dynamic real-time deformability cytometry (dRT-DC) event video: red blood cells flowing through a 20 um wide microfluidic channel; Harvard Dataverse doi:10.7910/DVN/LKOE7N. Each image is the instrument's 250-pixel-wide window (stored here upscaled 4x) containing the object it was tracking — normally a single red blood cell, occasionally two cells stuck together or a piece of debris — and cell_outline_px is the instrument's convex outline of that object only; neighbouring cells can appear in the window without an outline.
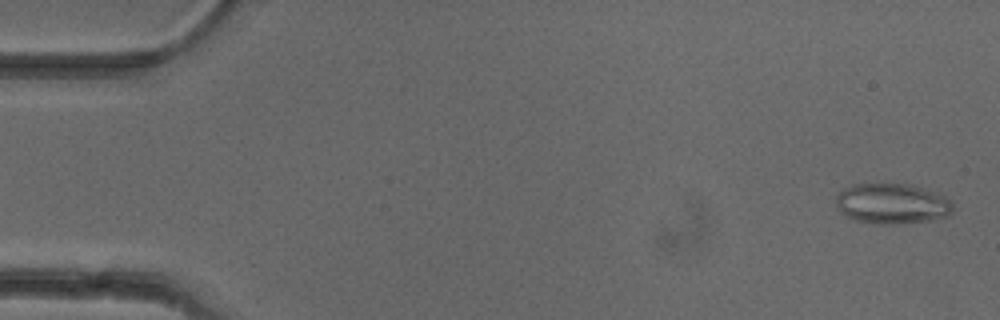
{"species": "common noctule bat (a hibernating species)", "species_latin": "Nyctalus noctula", "temperature_condition": "cold", "stored_images_in_passage": 52, "camera_frame_rate_fps": 3000, "um_per_image_px": 0.085, "animal": {"sex": "female"}, "frame": {"image": 1, "passage_image": 2, "time_ms": 0.333, "image_size_px": [1000, 320], "cell_outline_px": [[952, 212], [948, 216], [932, 220], [892, 224], [880, 224], [856, 220], [844, 216], [840, 212], [836, 204], [836, 196], [844, 188], [852, 184], [904, 184], [920, 188], [944, 196], [952, 200]], "centroid_in_image_um": [75.8, 17.32], "position_along_channel_um": 9.2, "area_um2": 27.34}}
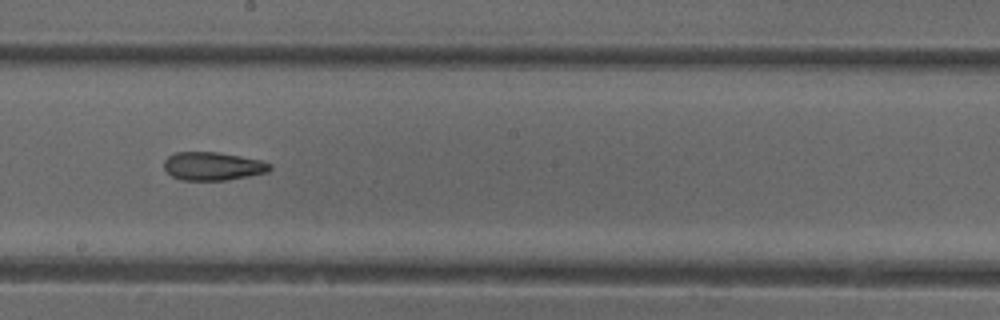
{"frame": {"image": 2, "passage_image": 29, "time_ms": 9.333, "image_size_px": [1000, 320], "cell_outline_px": [[272, 168], [268, 172], [248, 176], [224, 180], [180, 180], [172, 176], [164, 168], [164, 160], [168, 156], [176, 152], [216, 152], [240, 156], [260, 160], [272, 164]], "centroid_in_image_um": [18.09, 14.12], "position_along_channel_um": 230.1, "area_um2": 17.4}}
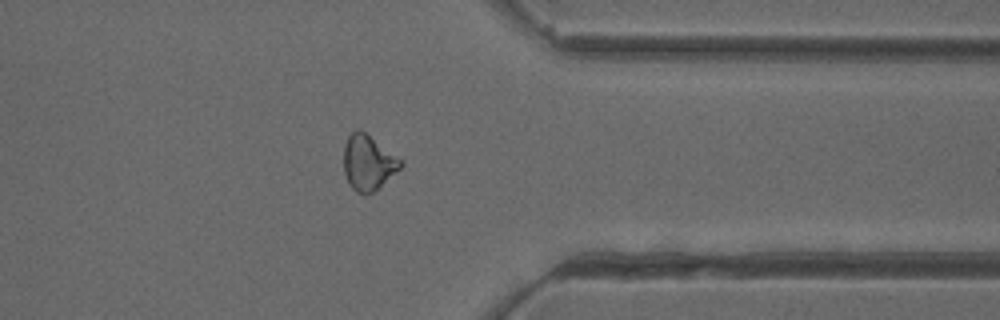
{"frame": {"image": 3, "passage_image": 41, "time_ms": 13.333, "image_size_px": [1000, 320], "cell_outline_px": [[404, 164], [400, 168], [372, 192], [364, 196], [356, 192], [352, 188], [344, 172], [344, 144], [348, 136], [356, 128], [360, 128], [400, 160]], "centroid_in_image_um": [31.24, 13.81], "position_along_channel_um": 380.2, "area_um2": 17.86}, "authors_computed_cell_mechanics": {"area_um2": 18.8139, "velocity_mm_per_s": 3.9671, "shape_relaxation_time_tau1_ms": null, "shape_relaxation_time_tau2_ms": 2.8805, "deformation_change_tau1": null, "deformation_change_tau2": 0.1075}}